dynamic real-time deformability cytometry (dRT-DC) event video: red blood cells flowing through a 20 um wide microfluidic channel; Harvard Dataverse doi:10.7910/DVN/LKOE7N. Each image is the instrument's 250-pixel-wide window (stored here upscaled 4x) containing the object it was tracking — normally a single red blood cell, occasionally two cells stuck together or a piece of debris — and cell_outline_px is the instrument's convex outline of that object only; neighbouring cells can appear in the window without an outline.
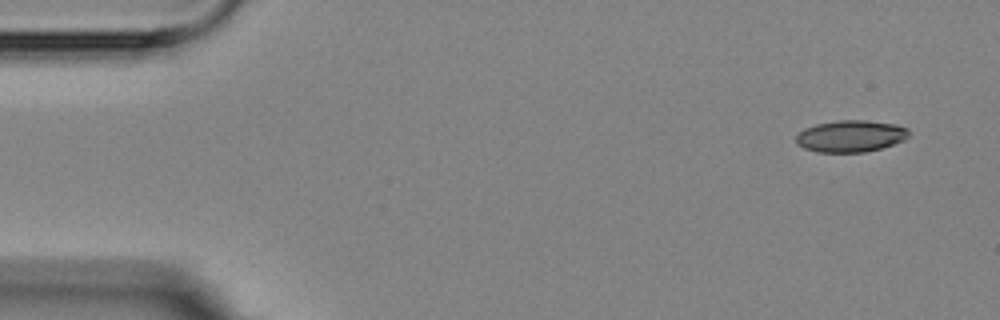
{"species": "Egyptian fruit bat (a non-hibernating species)", "species_latin": "Rousettus aegyptiacus", "temperature_condition": "room temperature", "stored_images_in_passage": 16, "camera_frame_rate_fps": 3000, "um_per_image_px": 0.085, "animal": {"sex": "female"}, "frame": {"image": 1, "passage_image": 1, "time_ms": 0.0, "image_size_px": [1000, 320], "cell_outline_px": [[908, 136], [904, 140], [880, 148], [864, 152], [816, 152], [804, 148], [796, 144], [796, 136], [804, 128], [816, 124], [840, 120], [864, 120], [896, 124], [908, 128]], "centroid_in_image_um": [72.28, 11.57], "position_along_channel_um": 12.7, "area_um2": 20.81}}
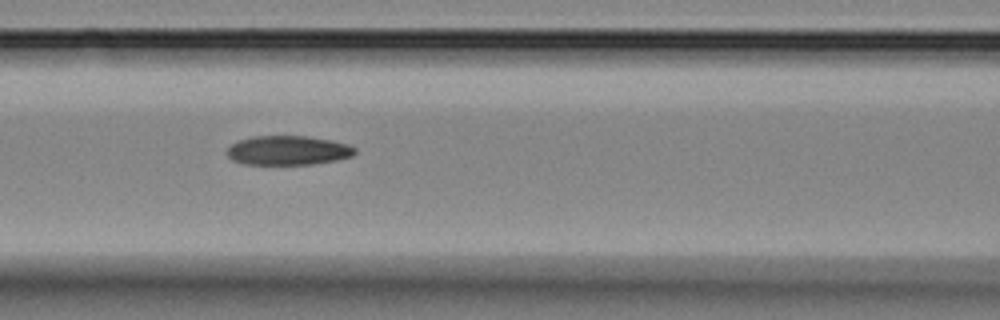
{"frame": {"image": 2, "passage_image": 7, "time_ms": 6.667, "image_size_px": [1000, 320], "cell_outline_px": [[356, 152], [352, 156], [336, 160], [312, 164], [244, 164], [232, 160], [224, 152], [236, 140], [252, 136], [308, 136], [332, 140], [348, 144], [356, 148]], "centroid_in_image_um": [24.46, 12.77], "position_along_channel_um": 142.1, "area_um2": 22.02}}
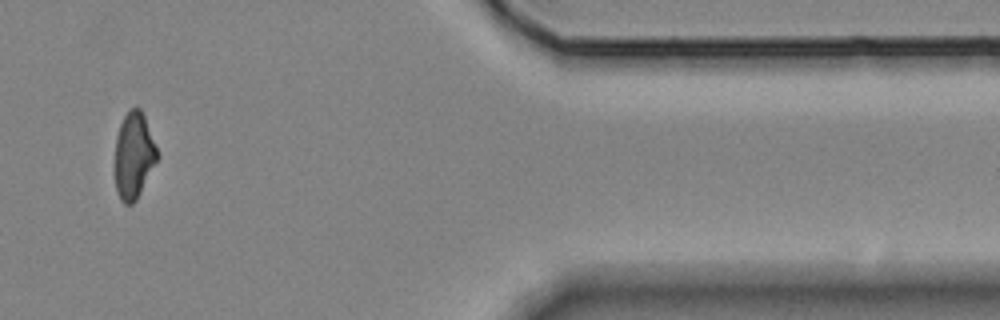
{"frame": {"image": 3, "passage_image": 14, "time_ms": 15.0, "image_size_px": [1000, 320], "cell_outline_px": [[160, 156], [136, 200], [132, 204], [124, 204], [120, 200], [116, 192], [116, 136], [120, 124], [128, 108], [140, 108], [144, 116]], "centroid_in_image_um": [11.38, 13.23], "position_along_channel_um": 400.0, "area_um2": 21.21}, "authors_computed_cell_mechanics": {"area_um2": 22.0218, "velocity_mm_per_s": 3.5581, "shape_relaxation_time_tau1_ms": 8.9312, "shape_relaxation_time_tau2_ms": 3.9105, "deformation_change_tau1": 0.204, "deformation_change_tau2": 0.086}}